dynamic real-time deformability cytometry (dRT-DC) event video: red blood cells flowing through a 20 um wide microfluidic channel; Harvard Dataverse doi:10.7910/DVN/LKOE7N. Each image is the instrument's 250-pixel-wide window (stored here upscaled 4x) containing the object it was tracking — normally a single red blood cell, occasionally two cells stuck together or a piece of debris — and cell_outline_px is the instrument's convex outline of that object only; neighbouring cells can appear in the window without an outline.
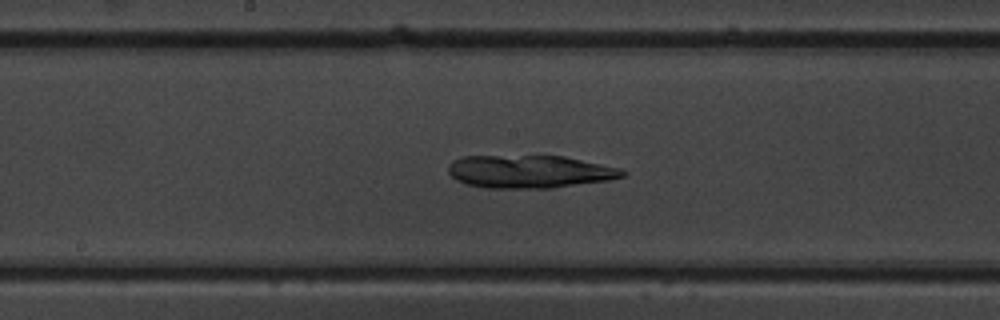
{"species": "common noctule bat (a hibernating species)", "species_latin": "Nyctalus noctula", "temperature_condition": "warm", "stored_images_in_passage": 42, "camera_frame_rate_fps": 3000, "um_per_image_px": 0.085, "animal": {"sex": "male", "body_mass_g": 19.5, "forearm_length_mm": 54.6}, "frame": {"image": 1, "passage_image": 17, "time_ms": 5.333, "image_size_px": [1000, 320], "cell_outline_px": [[628, 172], [624, 176], [608, 180], [552, 188], [484, 188], [468, 184], [456, 180], [448, 172], [448, 164], [452, 160], [460, 156], [564, 156], [620, 168]], "centroid_in_image_um": [44.99, 14.58], "position_along_channel_um": 203.2, "area_um2": 33.47}}
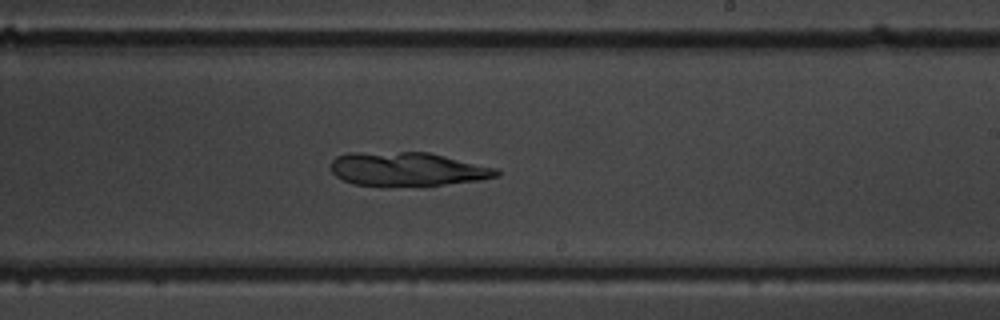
{"frame": {"image": 2, "passage_image": 21, "time_ms": 6.667, "image_size_px": [1000, 320], "cell_outline_px": [[500, 176], [480, 180], [444, 184], [388, 188], [380, 188], [352, 184], [336, 176], [332, 172], [332, 160], [336, 156], [348, 152], [428, 152], [496, 168], [500, 172]], "centroid_in_image_um": [34.58, 14.4], "position_along_channel_um": 254.4, "area_um2": 33.35}}
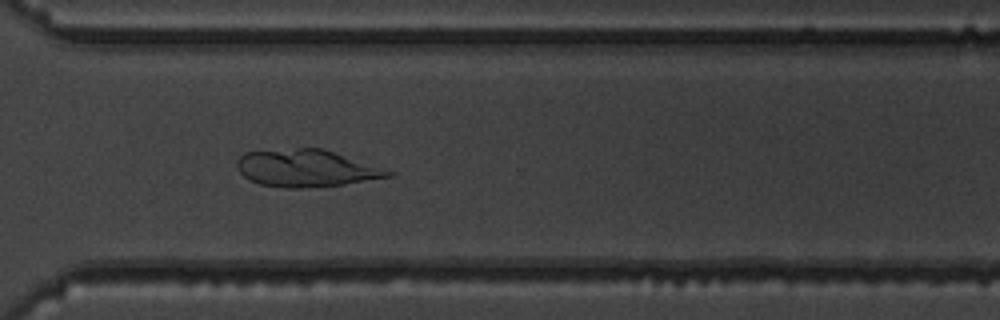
{"frame": {"image": 3, "passage_image": 28, "time_ms": 9.0, "image_size_px": [1000, 320], "cell_outline_px": [[396, 172], [392, 176], [344, 184], [296, 188], [284, 188], [260, 184], [248, 180], [240, 172], [236, 164], [240, 156], [244, 152], [296, 148], [320, 148]], "centroid_in_image_um": [25.99, 14.3], "position_along_channel_um": 344.6, "area_um2": 32.37}}